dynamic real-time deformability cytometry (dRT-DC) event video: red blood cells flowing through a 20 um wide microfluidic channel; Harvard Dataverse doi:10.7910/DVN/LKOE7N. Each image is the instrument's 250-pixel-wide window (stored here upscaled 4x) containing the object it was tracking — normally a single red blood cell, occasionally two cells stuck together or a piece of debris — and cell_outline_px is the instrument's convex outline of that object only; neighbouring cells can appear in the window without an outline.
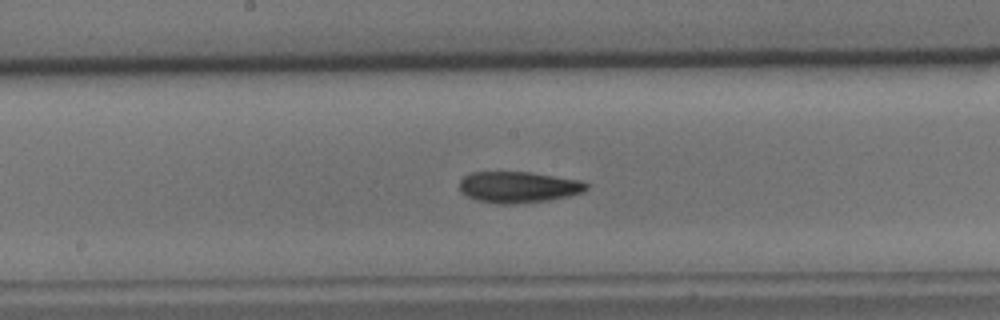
{"species": "common noctule bat (a hibernating species)", "species_latin": "Nyctalus noctula", "temperature_condition": "cold", "stored_images_in_passage": 45, "camera_frame_rate_fps": 3000, "um_per_image_px": 0.085, "animal": {"sex": "male", "body_mass_g": 15.6}, "frame": {"image": 1, "passage_image": 18, "time_ms": 5.667, "image_size_px": [1000, 320], "cell_outline_px": [[588, 188], [584, 192], [568, 196], [548, 200], [512, 204], [496, 204], [480, 200], [468, 196], [460, 192], [460, 180], [464, 176], [472, 172], [532, 172], [580, 180], [588, 184]], "centroid_in_image_um": [44.08, 15.9], "position_along_channel_um": 204.1, "area_um2": 23.06}}
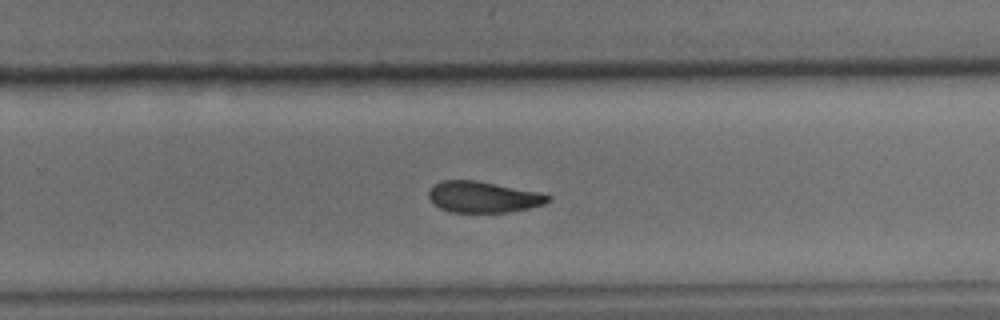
{"frame": {"image": 2, "passage_image": 25, "time_ms": 8.0, "image_size_px": [1000, 320], "cell_outline_px": [[552, 196], [544, 204], [528, 208], [508, 212], [448, 212], [432, 204], [428, 196], [428, 192], [432, 184], [440, 180], [476, 180], [540, 192]], "centroid_in_image_um": [41.01, 16.73], "position_along_channel_um": 288.8, "area_um2": 21.85}}
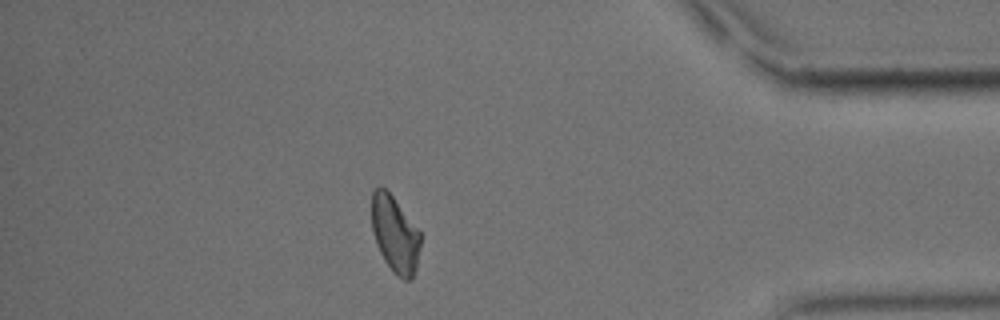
{"frame": {"image": 3, "passage_image": 37, "time_ms": 12.0, "image_size_px": [1000, 320], "cell_outline_px": [[420, 244], [416, 268], [412, 280], [404, 280], [396, 276], [392, 272], [384, 260], [376, 244], [372, 232], [372, 192], [380, 184], [392, 196], [420, 232]], "centroid_in_image_um": [33.55, 19.95], "position_along_channel_um": 401.6, "area_um2": 21.68}, "authors_computed_cell_mechanics": {"area_um2": 22.7154, "velocity_mm_per_s": 3.6385, "shape_relaxation_time_tau1_ms": 6.7326, "shape_relaxation_time_tau2_ms": 3.8094, "deformation_change_tau1": 0.1557, "deformation_change_tau2": 0.0993}}